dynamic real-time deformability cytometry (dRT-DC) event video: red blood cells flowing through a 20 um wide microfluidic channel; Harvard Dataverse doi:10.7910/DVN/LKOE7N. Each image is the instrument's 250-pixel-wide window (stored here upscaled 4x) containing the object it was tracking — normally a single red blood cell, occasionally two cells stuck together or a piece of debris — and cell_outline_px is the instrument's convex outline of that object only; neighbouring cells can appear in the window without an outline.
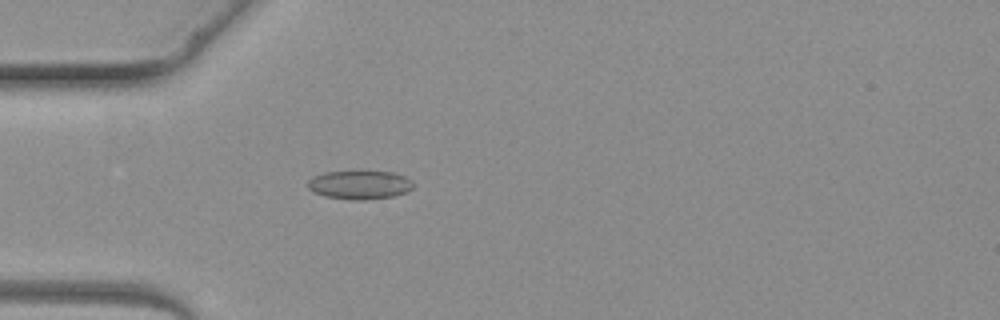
{"species": "common noctule bat (a hibernating species)", "species_latin": "Nyctalus noctula", "temperature_condition": "warm", "stored_images_in_passage": 4, "camera_frame_rate_fps": 3000, "um_per_image_px": 0.085, "animal": {"sex": "female", "body_mass_g": 19.3, "forearm_length_mm": 54.1}, "frame": {"image": 1, "passage_image": 4, "time_ms": 3.667, "image_size_px": [1000, 320], "cell_outline_px": [[412, 188], [408, 192], [392, 196], [364, 200], [348, 200], [324, 196], [312, 192], [308, 188], [308, 180], [312, 176], [324, 172], [360, 168], [392, 172], [404, 176], [412, 180]], "centroid_in_image_um": [30.53, 15.66], "position_along_channel_um": 54.5, "area_um2": 18.61}}